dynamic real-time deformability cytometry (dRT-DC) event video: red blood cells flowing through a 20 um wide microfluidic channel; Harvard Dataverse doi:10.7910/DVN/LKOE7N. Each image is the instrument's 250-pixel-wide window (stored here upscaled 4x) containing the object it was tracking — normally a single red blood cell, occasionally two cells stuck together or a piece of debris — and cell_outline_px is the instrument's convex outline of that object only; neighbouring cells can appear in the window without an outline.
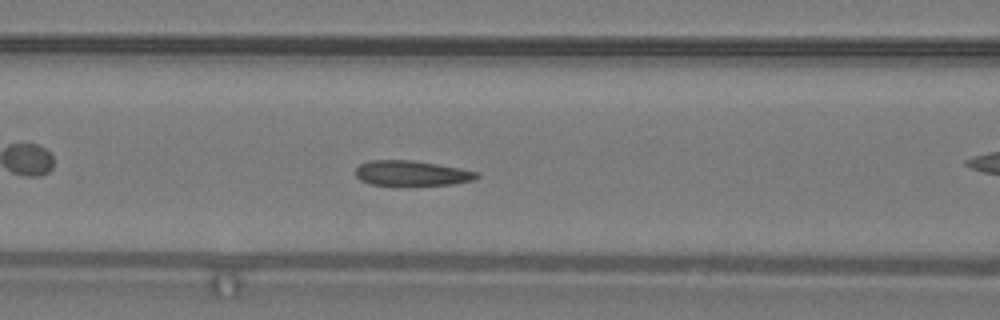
{"species": "common noctule bat (a hibernating species)", "species_latin": "Nyctalus noctula", "temperature_condition": "warm", "stored_images_in_passage": 44, "camera_frame_rate_fps": 3000, "um_per_image_px": 0.085, "animal": {"sex": "male", "body_mass_g": 19.2, "forearm_length_mm": 51.8}, "frame": {"image": 1, "passage_image": 13, "time_ms": 4.0, "image_size_px": [1000, 320], "cell_outline_px": [[480, 176], [472, 180], [452, 184], [404, 188], [368, 184], [360, 180], [356, 176], [356, 168], [360, 164], [368, 160], [412, 160], [460, 168], [476, 172]], "centroid_in_image_um": [34.93, 14.77], "position_along_channel_um": 131.7, "area_um2": 18.55}, "authors_computed_cell_mechanics": {"area_um2": 18.2648, "velocity_mm_per_s": 3.9848, "shape_relaxation_time_tau1_ms": null, "shape_relaxation_time_tau2_ms": 2.5391, "deformation_change_tau1": null, "deformation_change_tau2": 0.0695}}